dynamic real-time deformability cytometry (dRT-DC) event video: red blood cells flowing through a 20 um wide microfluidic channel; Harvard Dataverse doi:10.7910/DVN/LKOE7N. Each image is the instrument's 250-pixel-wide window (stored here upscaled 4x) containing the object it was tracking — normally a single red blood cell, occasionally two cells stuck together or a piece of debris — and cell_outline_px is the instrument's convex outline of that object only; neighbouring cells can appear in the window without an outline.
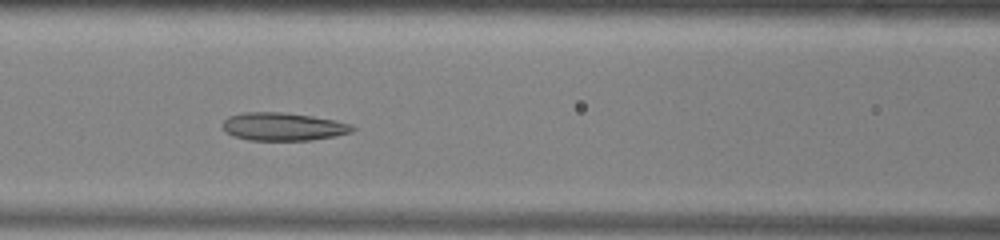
{"species": "common noctule bat (a hibernating species)", "species_latin": "Nyctalus noctula", "temperature_condition": "warm", "stored_images_in_passage": 46, "camera_frame_rate_fps": 3000, "um_per_image_px": 0.085, "animal": {"sex": "male", "body_mass_g": 13.0, "forearm_length_mm": 53.1}, "frame": {"image": 1, "passage_image": 16, "time_ms": 5.0, "image_size_px": [1000, 240], "cell_outline_px": [[356, 128], [352, 132], [336, 136], [312, 140], [248, 140], [232, 136], [224, 132], [224, 120], [228, 116], [244, 112], [284, 112], [312, 116], [352, 124]], "centroid_in_image_um": [24.06, 10.77], "position_along_channel_um": 142.5, "area_um2": 21.27}}
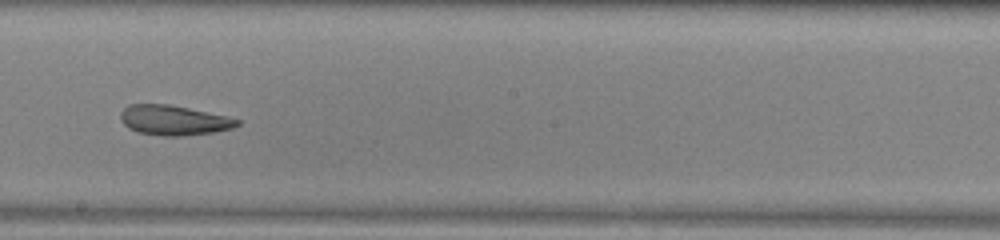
{"frame": {"image": 2, "passage_image": 23, "time_ms": 7.333, "image_size_px": [1000, 240], "cell_outline_px": [[240, 124], [232, 128], [212, 132], [180, 136], [164, 136], [140, 132], [128, 128], [120, 120], [120, 112], [128, 104], [168, 104], [228, 116], [240, 120]], "centroid_in_image_um": [14.75, 10.21], "position_along_channel_um": 233.4, "area_um2": 20.23}}
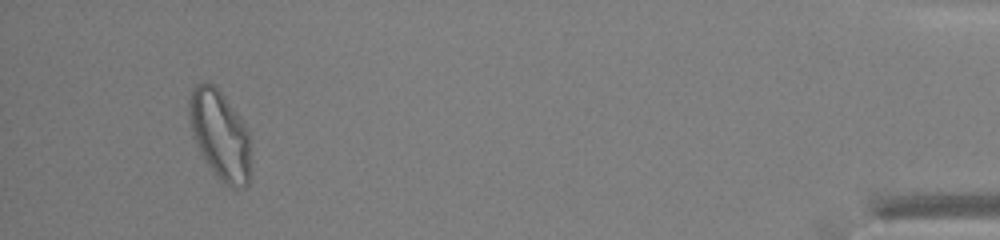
{"frame": {"image": 3, "passage_image": 43, "time_ms": 14.0, "image_size_px": [1000, 240], "cell_outline_px": [[252, 176], [248, 184], [244, 188], [232, 188], [224, 184], [216, 176], [200, 152], [196, 144], [192, 132], [188, 116], [188, 96], [192, 88], [196, 84], [208, 80], [224, 96], [244, 124], [248, 132], [252, 172]], "centroid_in_image_um": [18.7, 11.5], "position_along_channel_um": 416.5, "area_um2": 32.43}, "authors_computed_cell_mechanics": {"area_um2": 24.6228, "velocity_mm_per_s": 3.9033, "shape_relaxation_time_tau1_ms": null, "shape_relaxation_time_tau2_ms": 2.8048, "deformation_change_tau1": null, "deformation_change_tau2": 0.1125}}